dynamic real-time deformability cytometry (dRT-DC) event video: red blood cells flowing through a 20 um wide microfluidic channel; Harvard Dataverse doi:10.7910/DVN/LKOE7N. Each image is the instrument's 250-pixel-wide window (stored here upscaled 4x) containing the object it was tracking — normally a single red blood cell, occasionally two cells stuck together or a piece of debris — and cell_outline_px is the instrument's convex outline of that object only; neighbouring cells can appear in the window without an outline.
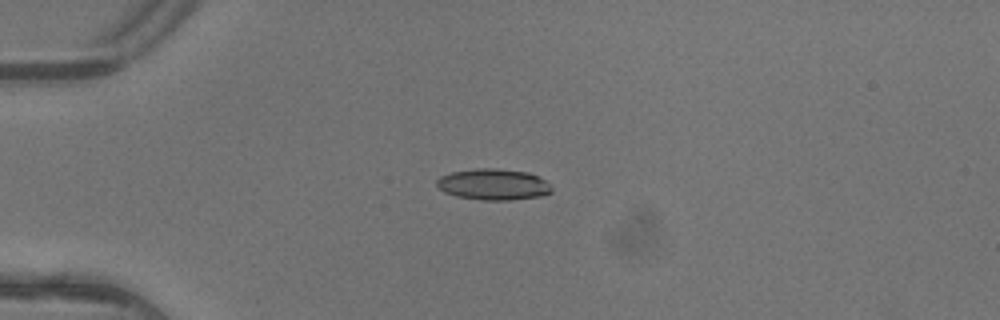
{"species": "common noctule bat (a hibernating species)", "species_latin": "Nyctalus noctula", "temperature_condition": "warm", "stored_images_in_passage": 3, "camera_frame_rate_fps": 3000, "um_per_image_px": 0.085, "animal": {"sex": "female"}, "frame": {"image": 1, "passage_image": 2, "time_ms": 0.333, "image_size_px": [1000, 320], "cell_outline_px": [[552, 192], [544, 196], [508, 200], [484, 200], [456, 196], [444, 192], [436, 184], [436, 180], [440, 176], [452, 172], [476, 168], [496, 168], [528, 172], [544, 180], [552, 188]], "centroid_in_image_um": [41.93, 15.67], "position_along_channel_um": 43.1, "area_um2": 20.87}}